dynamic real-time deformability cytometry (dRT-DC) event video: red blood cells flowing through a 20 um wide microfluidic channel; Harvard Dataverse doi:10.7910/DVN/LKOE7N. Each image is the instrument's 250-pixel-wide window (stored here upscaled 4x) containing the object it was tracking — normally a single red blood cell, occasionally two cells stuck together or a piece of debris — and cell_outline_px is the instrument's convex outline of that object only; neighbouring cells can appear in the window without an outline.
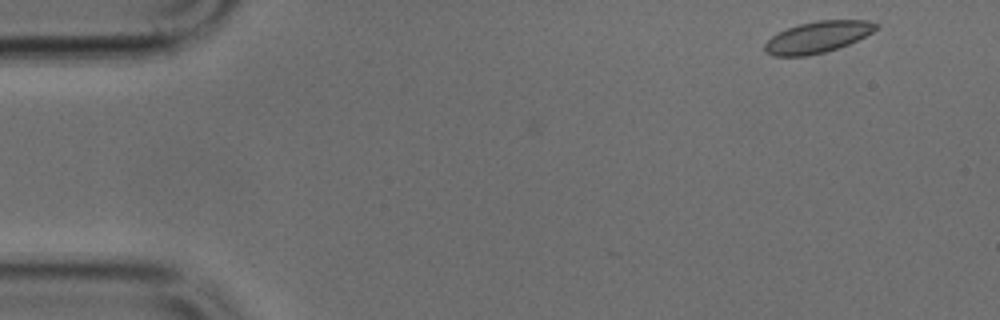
{"species": "common noctule bat (a hibernating species)", "species_latin": "Nyctalus noctula", "temperature_condition": "cold", "stored_images_in_passage": 2, "camera_frame_rate_fps": 3000, "um_per_image_px": 0.085, "animal": {"sex": "male", "body_mass_g": 17.9, "forearm_length_mm": 54.2}, "frame": {"image": 1, "passage_image": 2, "time_ms": 0.333, "image_size_px": [1000, 320], "cell_outline_px": [[880, 28], [848, 44], [824, 52], [808, 56], [772, 56], [764, 52], [764, 44], [772, 36], [788, 28], [800, 24], [816, 20], [868, 20], [880, 24]], "centroid_in_image_um": [69.5, 3.15], "position_along_channel_um": 15.5, "area_um2": 20.35}}